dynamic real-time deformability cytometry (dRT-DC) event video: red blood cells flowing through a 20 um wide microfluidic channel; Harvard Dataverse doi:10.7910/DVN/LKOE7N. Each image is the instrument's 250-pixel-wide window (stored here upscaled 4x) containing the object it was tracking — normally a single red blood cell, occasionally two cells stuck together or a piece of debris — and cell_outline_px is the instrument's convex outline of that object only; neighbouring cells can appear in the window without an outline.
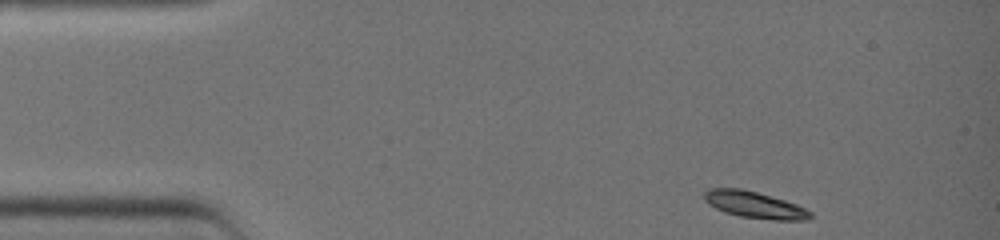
{"species": "common noctule bat (a hibernating species)", "species_latin": "Nyctalus noctula", "temperature_condition": "warm", "stored_images_in_passage": 11, "camera_frame_rate_fps": 3000, "um_per_image_px": 0.085, "animal": {"sex": "female", "body_mass_g": 19.0, "forearm_length_mm": 51.5}, "frame": {"image": 1, "passage_image": 1, "time_ms": 0.0, "image_size_px": [1000, 240], "cell_outline_px": [[812, 216], [808, 220], [772, 220], [740, 216], [724, 212], [708, 204], [704, 200], [704, 192], [708, 188], [740, 188], [772, 196], [796, 204], [812, 212]], "centroid_in_image_um": [64.13, 17.41], "position_along_channel_um": 20.9, "area_um2": 16.47}}
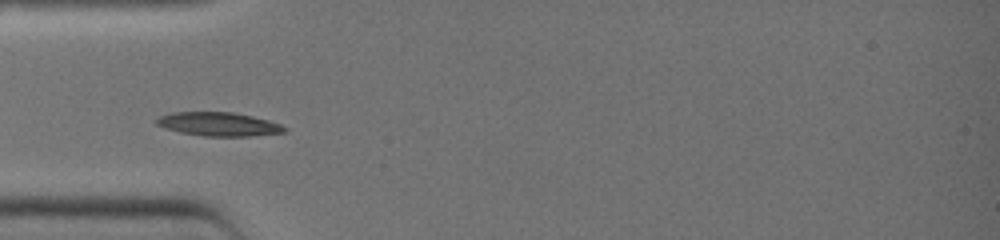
{"frame": {"image": 2, "passage_image": 9, "time_ms": 2.667, "image_size_px": [1000, 240], "cell_outline_px": [[288, 132], [248, 136], [204, 136], [180, 132], [164, 128], [156, 124], [156, 120], [160, 116], [172, 112], [232, 112], [252, 116], [268, 120], [280, 124], [288, 128]], "centroid_in_image_um": [18.6, 10.55], "position_along_channel_um": 66.4, "area_um2": 17.69}}